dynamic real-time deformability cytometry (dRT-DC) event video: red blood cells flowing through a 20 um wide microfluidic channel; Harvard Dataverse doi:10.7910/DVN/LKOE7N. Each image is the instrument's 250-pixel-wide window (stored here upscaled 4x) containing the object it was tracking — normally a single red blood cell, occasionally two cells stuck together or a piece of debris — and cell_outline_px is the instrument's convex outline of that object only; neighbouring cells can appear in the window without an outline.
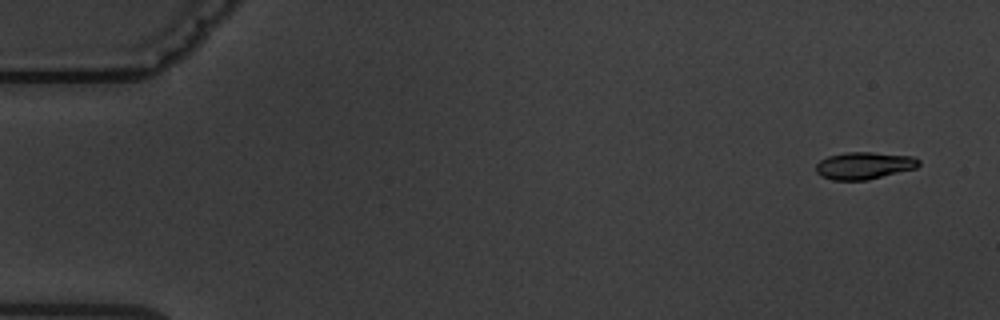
{"species": "common noctule bat (a hibernating species)", "species_latin": "Nyctalus noctula", "temperature_condition": "warm", "stored_images_in_passage": 10, "camera_frame_rate_fps": 3000, "um_per_image_px": 0.085, "animal": {"sex": "male", "body_mass_g": 19.5, "forearm_length_mm": 54.6}, "frame": {"image": 1, "passage_image": 1, "time_ms": 0.0, "image_size_px": [1000, 320], "cell_outline_px": [[920, 164], [916, 168], [868, 180], [832, 180], [820, 176], [816, 172], [816, 164], [820, 160], [828, 156], [844, 152], [872, 152], [912, 156], [920, 160]], "centroid_in_image_um": [73.43, 14.07], "position_along_channel_um": 11.6, "area_um2": 16.42}}
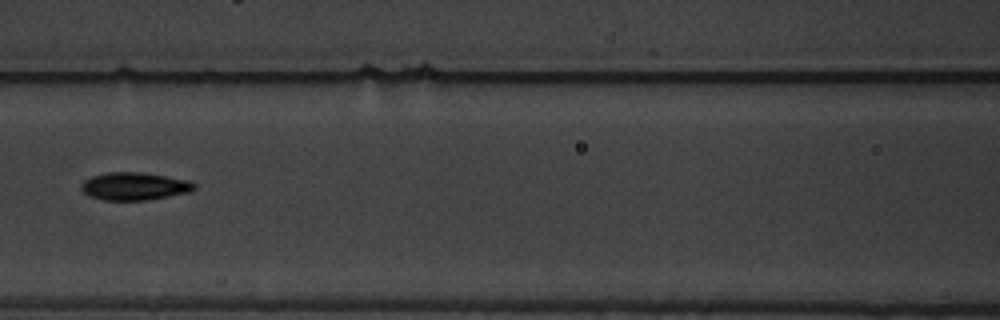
{"frame": {"image": 2, "passage_image": 6, "time_ms": 7.667, "image_size_px": [1000, 320], "cell_outline_px": [[196, 188], [188, 192], [148, 200], [104, 200], [88, 196], [80, 188], [80, 184], [84, 180], [92, 176], [108, 172], [144, 172], [192, 180], [196, 184]], "centroid_in_image_um": [11.44, 15.82], "position_along_channel_um": 155.2, "area_um2": 18.5}}
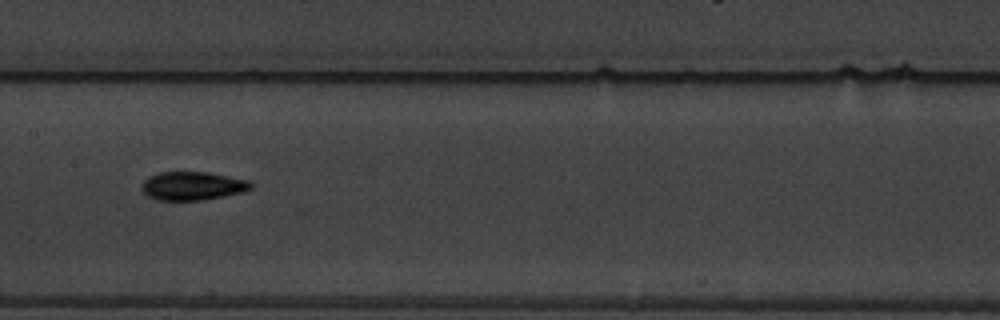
{"frame": {"image": 3, "passage_image": 7, "time_ms": 8.667, "image_size_px": [1000, 320], "cell_outline_px": [[252, 188], [244, 192], [204, 200], [156, 200], [148, 196], [140, 188], [144, 180], [148, 176], [160, 172], [208, 172], [248, 180], [252, 184]], "centroid_in_image_um": [16.35, 15.8], "position_along_channel_um": 191.0, "area_um2": 18.21}}